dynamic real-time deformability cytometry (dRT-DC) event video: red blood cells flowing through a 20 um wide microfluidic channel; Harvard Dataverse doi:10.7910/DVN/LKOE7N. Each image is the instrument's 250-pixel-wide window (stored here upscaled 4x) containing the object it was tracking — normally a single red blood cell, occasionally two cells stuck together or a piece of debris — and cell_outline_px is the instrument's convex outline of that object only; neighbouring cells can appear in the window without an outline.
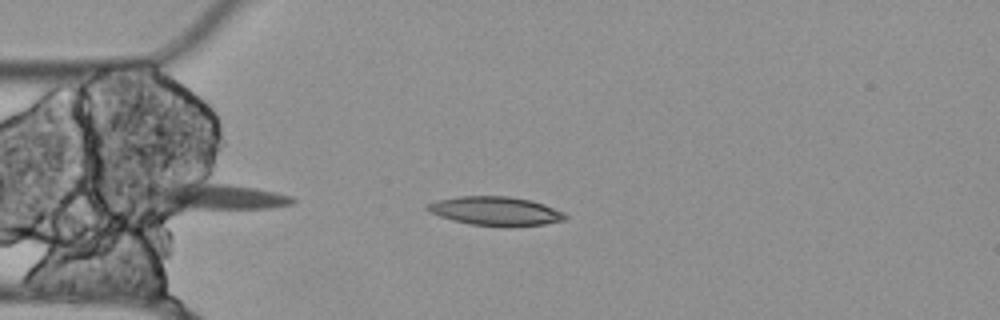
{"species": "Egyptian fruit bat (a non-hibernating species)", "species_latin": "Rousettus aegyptiacus", "temperature_condition": "cold", "stored_images_in_passage": 32, "camera_frame_rate_fps": 3000, "um_per_image_px": 0.085, "animal": {"sex": "female"}, "frame": {"image": 1, "passage_image": 3, "time_ms": 0.667, "image_size_px": [1000, 320], "cell_outline_px": [[568, 216], [564, 220], [544, 224], [504, 228], [472, 224], [452, 220], [428, 212], [424, 208], [424, 204], [436, 200], [460, 196], [508, 196], [532, 200], [544, 204], [564, 212]], "centroid_in_image_um": [42.1, 17.95], "position_along_channel_um": 42.9, "area_um2": 23.64}}
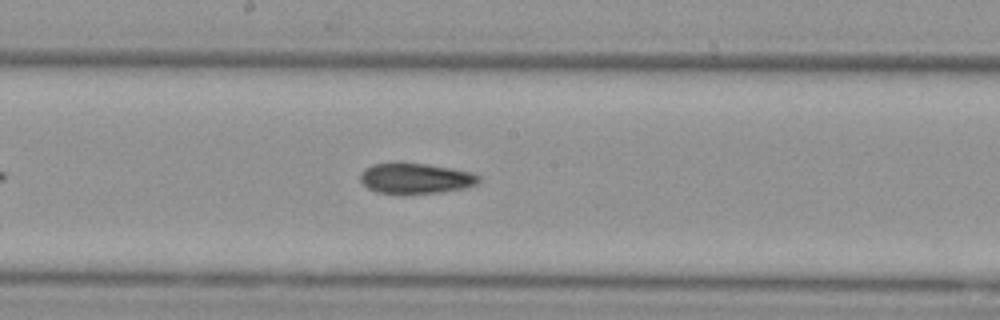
{"frame": {"image": 2, "passage_image": 18, "time_ms": 5.667, "image_size_px": [1000, 320], "cell_outline_px": [[480, 180], [476, 184], [464, 188], [440, 192], [400, 196], [376, 192], [368, 188], [360, 180], [360, 172], [364, 168], [372, 164], [400, 160], [428, 164], [452, 168], [472, 172], [480, 176]], "centroid_in_image_um": [35.26, 15.15], "position_along_channel_um": 212.9, "area_um2": 22.2}}
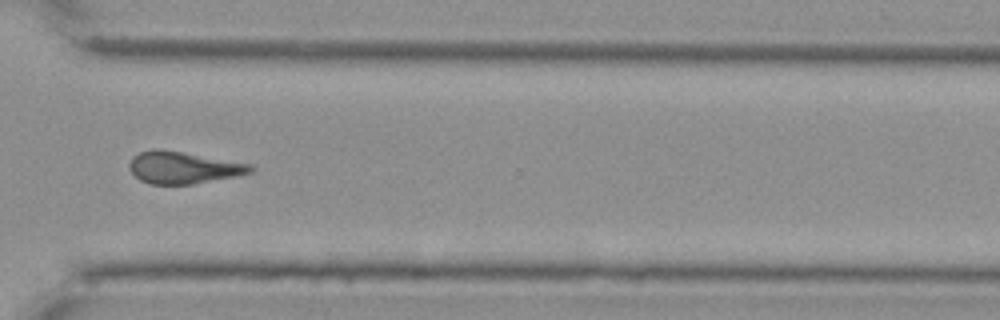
{"frame": {"image": 3, "passage_image": 30, "time_ms": 9.667, "image_size_px": [1000, 320], "cell_outline_px": [[256, 168], [252, 172], [236, 176], [192, 184], [152, 184], [140, 180], [132, 172], [128, 164], [132, 156], [140, 152], [152, 148], [160, 148], [252, 164]], "centroid_in_image_um": [15.57, 14.23], "position_along_channel_um": 355.0, "area_um2": 22.66}}